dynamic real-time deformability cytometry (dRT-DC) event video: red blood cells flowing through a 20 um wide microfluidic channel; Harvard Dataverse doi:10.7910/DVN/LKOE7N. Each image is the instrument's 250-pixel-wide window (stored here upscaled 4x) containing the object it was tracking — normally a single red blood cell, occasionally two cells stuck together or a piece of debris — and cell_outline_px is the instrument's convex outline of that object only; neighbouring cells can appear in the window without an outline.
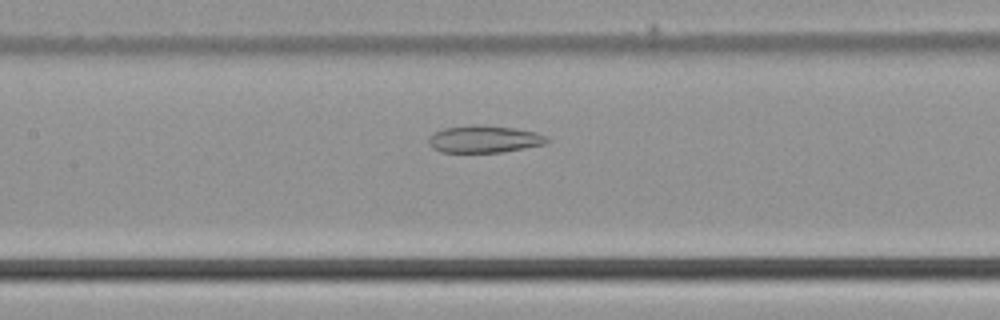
{"species": "common noctule bat (a hibernating species)", "species_latin": "Nyctalus noctula", "temperature_condition": "cold", "stored_images_in_passage": 41, "camera_frame_rate_fps": 3000, "um_per_image_px": 0.085, "animal": {"sex": "male", "body_mass_g": 21.5, "forearm_length_mm": 52.0}, "frame": {"image": 1, "passage_image": 18, "time_ms": 5.667, "image_size_px": [1000, 320], "cell_outline_px": [[552, 140], [544, 144], [504, 152], [440, 152], [432, 148], [428, 144], [428, 136], [432, 132], [444, 128], [468, 124], [476, 124], [516, 128], [536, 132]], "centroid_in_image_um": [41.11, 11.81], "position_along_channel_um": 166.3, "area_um2": 19.07}}
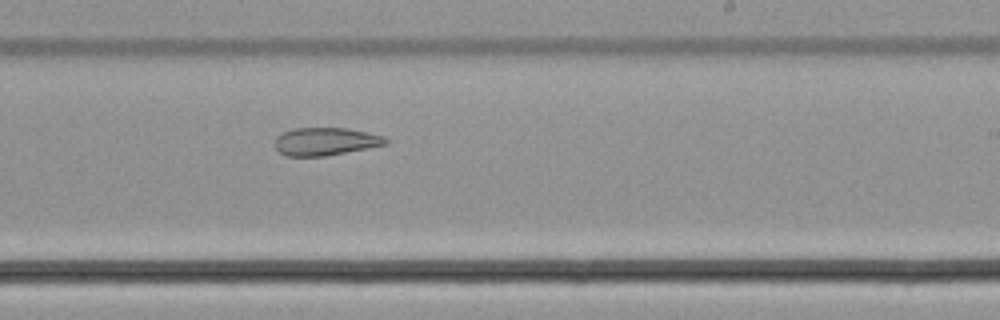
{"frame": {"image": 2, "passage_image": 25, "time_ms": 8.0, "image_size_px": [1000, 320], "cell_outline_px": [[388, 144], [324, 156], [284, 156], [276, 148], [276, 136], [292, 128], [348, 128], [368, 132], [384, 136], [388, 140]], "centroid_in_image_um": [27.67, 12.02], "position_along_channel_um": 261.3, "area_um2": 17.92}}
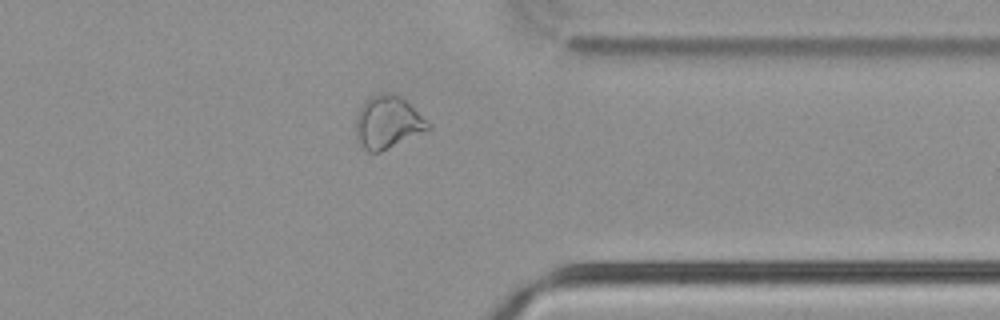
{"frame": {"image": 3, "passage_image": 34, "time_ms": 11.0, "image_size_px": [1000, 320], "cell_outline_px": [[432, 128], [428, 132], [380, 152], [368, 152], [364, 148], [356, 136], [356, 112], [364, 100], [368, 96], [380, 92], [392, 92], [400, 96], [432, 124]], "centroid_in_image_um": [32.98, 10.38], "position_along_channel_um": 378.4, "area_um2": 22.77}}